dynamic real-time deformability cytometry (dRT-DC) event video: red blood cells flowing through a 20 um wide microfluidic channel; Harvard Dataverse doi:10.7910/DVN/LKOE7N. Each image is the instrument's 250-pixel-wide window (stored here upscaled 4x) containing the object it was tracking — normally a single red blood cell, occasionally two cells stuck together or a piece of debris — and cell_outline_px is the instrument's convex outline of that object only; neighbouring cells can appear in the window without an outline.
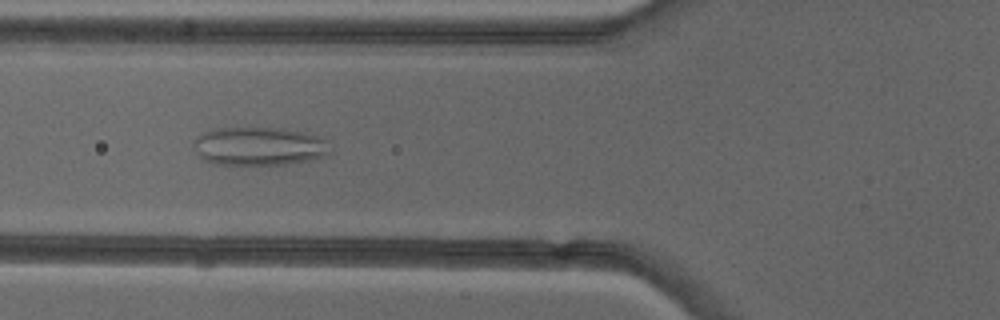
{"species": "common noctule bat (a hibernating species)", "species_latin": "Nyctalus noctula", "temperature_condition": "cold", "stored_images_in_passage": 35, "camera_frame_rate_fps": 3000, "um_per_image_px": 0.085, "animal": {"sex": "female"}, "frame": {"image": 1, "passage_image": 6, "time_ms": 1.667, "image_size_px": [1000, 320], "cell_outline_px": [[332, 152], [324, 156], [312, 160], [284, 164], [216, 164], [204, 160], [192, 148], [192, 144], [196, 136], [212, 128], [280, 128], [308, 132], [328, 140]], "centroid_in_image_um": [22.04, 12.42], "position_along_channel_um": 103.8, "area_um2": 30.98}}
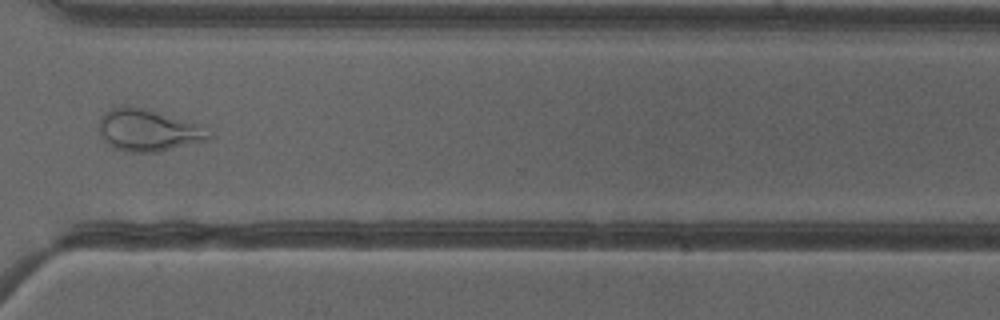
{"frame": {"image": 2, "passage_image": 25, "time_ms": 8.0, "image_size_px": [1000, 320], "cell_outline_px": [[216, 136], [208, 140], [160, 152], [124, 152], [108, 144], [100, 136], [96, 128], [96, 124], [100, 116], [108, 108], [120, 104], [128, 104], [160, 112], [196, 124]], "centroid_in_image_um": [12.5, 11.05], "position_along_channel_um": 358.1, "area_um2": 27.57}, "authors_computed_cell_mechanics": {"area_um2": 27.5706, "velocity_mm_per_s": 4.0155, "shape_relaxation_time_tau1_ms": null, "shape_relaxation_time_tau2_ms": 1.3701, "deformation_change_tau1": null, "deformation_change_tau2": 0.0908}}